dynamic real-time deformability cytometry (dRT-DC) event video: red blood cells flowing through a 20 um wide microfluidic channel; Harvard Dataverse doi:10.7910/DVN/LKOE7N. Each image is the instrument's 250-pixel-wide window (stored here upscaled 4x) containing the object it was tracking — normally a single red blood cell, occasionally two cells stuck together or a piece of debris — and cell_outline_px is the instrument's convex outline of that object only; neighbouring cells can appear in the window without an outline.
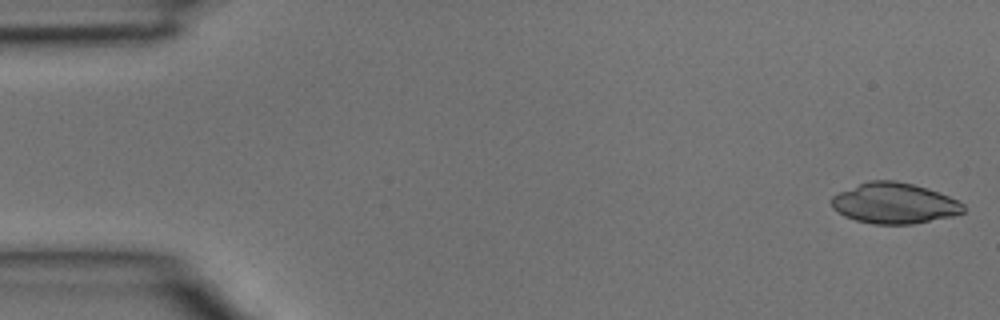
{"species": "common noctule bat (a hibernating species)", "species_latin": "Nyctalus noctula", "temperature_condition": "room temperature", "stored_images_in_passage": 19, "camera_frame_rate_fps": 3000, "um_per_image_px": 0.085, "animal": {"sex": "male", "body_mass_g": 15.6}, "frame": {"image": 1, "passage_image": 1, "time_ms": 0.0, "image_size_px": [1000, 320], "cell_outline_px": [[964, 212], [952, 216], [912, 224], [872, 224], [856, 220], [844, 216], [832, 208], [832, 196], [840, 192], [868, 180], [892, 180], [912, 184], [948, 196], [964, 204]], "centroid_in_image_um": [75.99, 17.29], "position_along_channel_um": 9.0, "area_um2": 30.92}}